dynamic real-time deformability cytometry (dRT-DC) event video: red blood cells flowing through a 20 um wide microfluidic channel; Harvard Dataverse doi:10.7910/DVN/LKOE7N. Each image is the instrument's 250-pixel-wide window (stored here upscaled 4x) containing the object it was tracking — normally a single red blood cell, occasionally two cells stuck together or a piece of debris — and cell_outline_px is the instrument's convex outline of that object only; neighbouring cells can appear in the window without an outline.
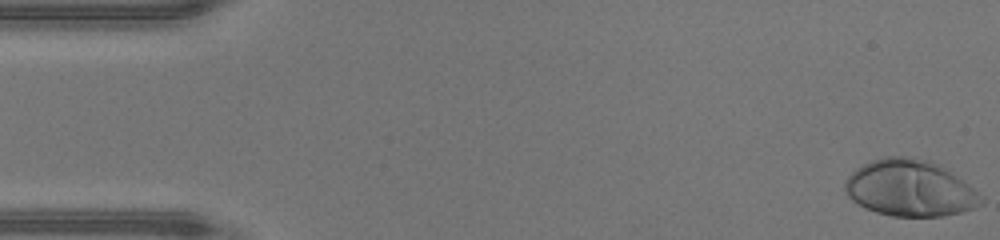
{"species": "human", "species_latin": "Homo sapiens", "temperature_condition": "warm", "stored_images_in_passage": 48, "camera_frame_rate_fps": 3000, "um_per_image_px": 0.085, "donor": {"sex": "male"}, "frame": {"image": 1, "passage_image": 1, "time_ms": 0.0, "image_size_px": [1000, 240], "cell_outline_px": [[984, 204], [960, 212], [940, 216], [892, 216], [876, 212], [852, 200], [848, 196], [844, 188], [844, 184], [848, 176], [856, 168], [872, 160], [888, 156], [900, 156], [928, 160], [956, 176], [968, 184], [984, 200]], "centroid_in_image_um": [77.32, 16.0], "position_along_channel_um": 7.7, "area_um2": 43.99}}
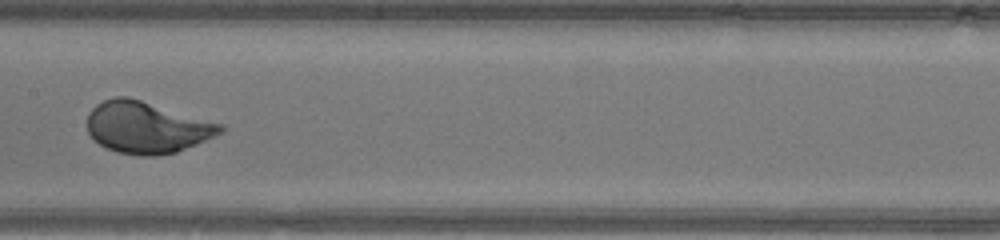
{"frame": {"image": 2, "passage_image": 24, "time_ms": 7.667, "image_size_px": [1000, 240], "cell_outline_px": [[224, 132], [176, 152], [156, 156], [140, 156], [116, 152], [104, 148], [88, 132], [88, 112], [96, 104], [104, 100], [116, 96], [128, 96], [224, 124]], "centroid_in_image_um": [12.47, 10.82], "position_along_channel_um": 194.9, "area_um2": 40.17}}
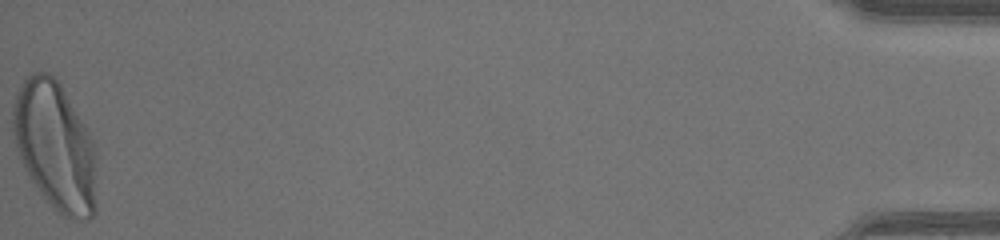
{"frame": {"image": 3, "passage_image": 48, "time_ms": 15.667, "image_size_px": [1000, 240], "cell_outline_px": [[96, 212], [88, 220], [68, 220], [52, 208], [32, 180], [20, 156], [12, 132], [12, 112], [16, 96], [24, 80], [32, 72], [48, 72], [60, 84], [84, 124], [92, 140], [96, 160]], "centroid_in_image_um": [4.71, 12.47], "position_along_channel_um": 430.5, "area_um2": 62.37}, "authors_computed_cell_mechanics": {"area_um2": 40.1999, "velocity_mm_per_s": 4.3213, "shape_relaxation_time_tau1_ms": 1.7648, "shape_relaxation_time_tau2_ms": null, "deformation_change_tau1": 0.1723, "deformation_change_tau2": null}}